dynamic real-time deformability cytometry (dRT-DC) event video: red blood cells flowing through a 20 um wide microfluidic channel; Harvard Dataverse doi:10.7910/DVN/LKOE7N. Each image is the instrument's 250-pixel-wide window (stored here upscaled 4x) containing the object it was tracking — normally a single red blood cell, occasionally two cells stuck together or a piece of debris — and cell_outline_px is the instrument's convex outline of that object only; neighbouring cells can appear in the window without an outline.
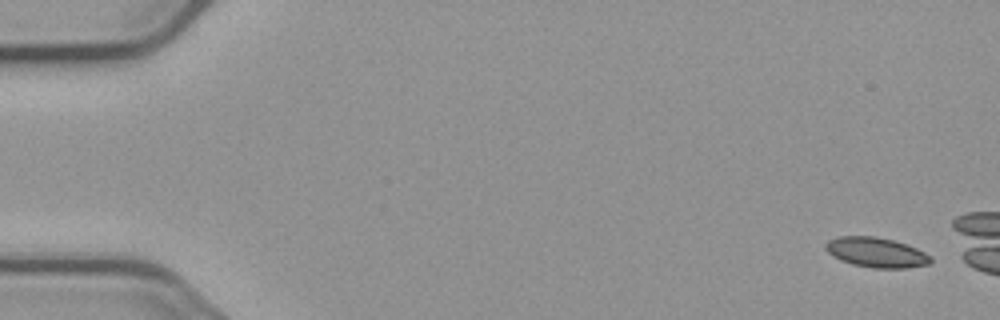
{"species": "common noctule bat (a hibernating species)", "species_latin": "Nyctalus noctula", "temperature_condition": "cold", "stored_images_in_passage": 5, "camera_frame_rate_fps": 3000, "um_per_image_px": 0.085, "animal": {"sex": "male", "body_mass_g": 23.1, "forearm_length_mm": 52.7}, "frame": {"image": 1, "passage_image": 1, "time_ms": 0.0, "image_size_px": [1000, 320], "cell_outline_px": [[932, 260], [928, 264], [904, 268], [872, 268], [852, 264], [840, 260], [832, 256], [824, 248], [824, 244], [828, 240], [840, 236], [876, 236], [892, 240], [916, 248], [924, 252]], "centroid_in_image_um": [74.41, 21.45], "position_along_channel_um": 10.6, "area_um2": 18.21}}